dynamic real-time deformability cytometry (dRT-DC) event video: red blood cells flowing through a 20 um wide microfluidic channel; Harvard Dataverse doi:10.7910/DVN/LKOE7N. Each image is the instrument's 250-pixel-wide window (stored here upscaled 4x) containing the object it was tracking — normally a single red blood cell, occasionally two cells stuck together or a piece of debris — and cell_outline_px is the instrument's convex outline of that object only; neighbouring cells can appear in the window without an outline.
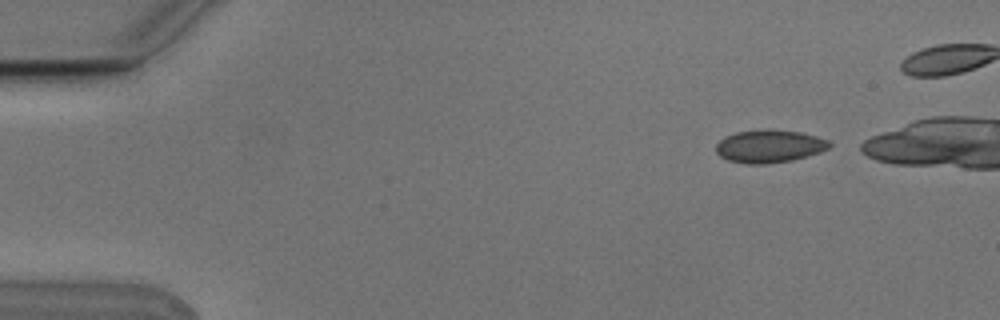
{"species": "Egyptian fruit bat (a non-hibernating species)", "species_latin": "Rousettus aegyptiacus", "temperature_condition": "cold", "stored_images_in_passage": 3, "camera_frame_rate_fps": 3000, "um_per_image_px": 0.085, "animal": {"sex": "male"}, "frame": {"image": 1, "passage_image": 1, "time_ms": 0.0, "image_size_px": [1000, 320], "cell_outline_px": [[832, 144], [828, 148], [820, 152], [808, 156], [792, 160], [764, 164], [748, 164], [728, 160], [720, 156], [716, 152], [716, 144], [724, 136], [736, 132], [764, 128], [800, 132], [816, 136], [828, 140]], "centroid_in_image_um": [65.38, 12.42], "position_along_channel_um": 19.6, "area_um2": 21.85}}